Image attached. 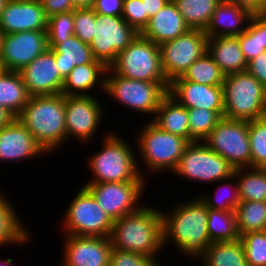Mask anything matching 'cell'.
Segmentation results:
<instances>
[{"label":"cell","mask_w":266,"mask_h":266,"mask_svg":"<svg viewBox=\"0 0 266 266\" xmlns=\"http://www.w3.org/2000/svg\"><path fill=\"white\" fill-rule=\"evenodd\" d=\"M161 211L164 247L173 243L186 259L197 262L212 243L207 230V206L198 196Z\"/></svg>","instance_id":"obj_1"},{"label":"cell","mask_w":266,"mask_h":266,"mask_svg":"<svg viewBox=\"0 0 266 266\" xmlns=\"http://www.w3.org/2000/svg\"><path fill=\"white\" fill-rule=\"evenodd\" d=\"M110 240L113 249L158 258L164 249L161 209L143 205L115 220Z\"/></svg>","instance_id":"obj_2"},{"label":"cell","mask_w":266,"mask_h":266,"mask_svg":"<svg viewBox=\"0 0 266 266\" xmlns=\"http://www.w3.org/2000/svg\"><path fill=\"white\" fill-rule=\"evenodd\" d=\"M17 119L49 155L67 141L65 96L61 93L30 97Z\"/></svg>","instance_id":"obj_3"},{"label":"cell","mask_w":266,"mask_h":266,"mask_svg":"<svg viewBox=\"0 0 266 266\" xmlns=\"http://www.w3.org/2000/svg\"><path fill=\"white\" fill-rule=\"evenodd\" d=\"M119 134L106 132L101 150L94 151L87 158V166L93 175L87 183L137 181L141 177L134 147Z\"/></svg>","instance_id":"obj_4"},{"label":"cell","mask_w":266,"mask_h":266,"mask_svg":"<svg viewBox=\"0 0 266 266\" xmlns=\"http://www.w3.org/2000/svg\"><path fill=\"white\" fill-rule=\"evenodd\" d=\"M143 126V127H142ZM135 136V145L138 149L137 163L141 176H144L140 162L153 174L172 173L183 155L184 149L189 143L181 136L174 135L159 129L150 120L142 125ZM144 161V162H142ZM144 163V164H143ZM140 166V167H139ZM164 171V172H163ZM143 173V174H142Z\"/></svg>","instance_id":"obj_5"},{"label":"cell","mask_w":266,"mask_h":266,"mask_svg":"<svg viewBox=\"0 0 266 266\" xmlns=\"http://www.w3.org/2000/svg\"><path fill=\"white\" fill-rule=\"evenodd\" d=\"M224 117L255 120L266 116V87L247 71L225 75Z\"/></svg>","instance_id":"obj_6"},{"label":"cell","mask_w":266,"mask_h":266,"mask_svg":"<svg viewBox=\"0 0 266 266\" xmlns=\"http://www.w3.org/2000/svg\"><path fill=\"white\" fill-rule=\"evenodd\" d=\"M170 82H149L128 79L115 74L109 67L105 76L104 95L115 99L139 114H149L153 119L160 102L168 94Z\"/></svg>","instance_id":"obj_7"},{"label":"cell","mask_w":266,"mask_h":266,"mask_svg":"<svg viewBox=\"0 0 266 266\" xmlns=\"http://www.w3.org/2000/svg\"><path fill=\"white\" fill-rule=\"evenodd\" d=\"M109 68L115 74L128 79L169 82L162 69L159 45L141 34L118 53Z\"/></svg>","instance_id":"obj_8"},{"label":"cell","mask_w":266,"mask_h":266,"mask_svg":"<svg viewBox=\"0 0 266 266\" xmlns=\"http://www.w3.org/2000/svg\"><path fill=\"white\" fill-rule=\"evenodd\" d=\"M63 235L110 237L114 221L83 186L62 217Z\"/></svg>","instance_id":"obj_9"},{"label":"cell","mask_w":266,"mask_h":266,"mask_svg":"<svg viewBox=\"0 0 266 266\" xmlns=\"http://www.w3.org/2000/svg\"><path fill=\"white\" fill-rule=\"evenodd\" d=\"M234 170L226 159L211 150L204 142L194 141L187 144L172 174L178 177L180 175L188 181L213 185L230 178Z\"/></svg>","instance_id":"obj_10"},{"label":"cell","mask_w":266,"mask_h":266,"mask_svg":"<svg viewBox=\"0 0 266 266\" xmlns=\"http://www.w3.org/2000/svg\"><path fill=\"white\" fill-rule=\"evenodd\" d=\"M203 142L234 169L251 167L248 121L222 117Z\"/></svg>","instance_id":"obj_11"},{"label":"cell","mask_w":266,"mask_h":266,"mask_svg":"<svg viewBox=\"0 0 266 266\" xmlns=\"http://www.w3.org/2000/svg\"><path fill=\"white\" fill-rule=\"evenodd\" d=\"M144 177L146 178V175L137 181L86 183L83 186L92 194L103 211L115 221L138 211L144 205L139 202L147 184Z\"/></svg>","instance_id":"obj_12"},{"label":"cell","mask_w":266,"mask_h":266,"mask_svg":"<svg viewBox=\"0 0 266 266\" xmlns=\"http://www.w3.org/2000/svg\"><path fill=\"white\" fill-rule=\"evenodd\" d=\"M140 33L121 16L96 14L93 40L89 47L96 60L109 67Z\"/></svg>","instance_id":"obj_13"},{"label":"cell","mask_w":266,"mask_h":266,"mask_svg":"<svg viewBox=\"0 0 266 266\" xmlns=\"http://www.w3.org/2000/svg\"><path fill=\"white\" fill-rule=\"evenodd\" d=\"M207 40L203 30L190 29L159 45L162 69L169 82L182 76L207 51Z\"/></svg>","instance_id":"obj_14"},{"label":"cell","mask_w":266,"mask_h":266,"mask_svg":"<svg viewBox=\"0 0 266 266\" xmlns=\"http://www.w3.org/2000/svg\"><path fill=\"white\" fill-rule=\"evenodd\" d=\"M98 96H65V125L67 140L74 137L79 143L92 141L100 129L105 108ZM95 134V135H94Z\"/></svg>","instance_id":"obj_15"},{"label":"cell","mask_w":266,"mask_h":266,"mask_svg":"<svg viewBox=\"0 0 266 266\" xmlns=\"http://www.w3.org/2000/svg\"><path fill=\"white\" fill-rule=\"evenodd\" d=\"M64 266H109L110 237L63 235Z\"/></svg>","instance_id":"obj_16"},{"label":"cell","mask_w":266,"mask_h":266,"mask_svg":"<svg viewBox=\"0 0 266 266\" xmlns=\"http://www.w3.org/2000/svg\"><path fill=\"white\" fill-rule=\"evenodd\" d=\"M47 49V31H22L4 35L1 55L6 70L19 72Z\"/></svg>","instance_id":"obj_17"},{"label":"cell","mask_w":266,"mask_h":266,"mask_svg":"<svg viewBox=\"0 0 266 266\" xmlns=\"http://www.w3.org/2000/svg\"><path fill=\"white\" fill-rule=\"evenodd\" d=\"M19 72L30 97L61 93L64 79L60 76L52 49L48 48Z\"/></svg>","instance_id":"obj_18"},{"label":"cell","mask_w":266,"mask_h":266,"mask_svg":"<svg viewBox=\"0 0 266 266\" xmlns=\"http://www.w3.org/2000/svg\"><path fill=\"white\" fill-rule=\"evenodd\" d=\"M168 94L187 109L215 111L224 117L222 85H203L184 80L181 76L173 79Z\"/></svg>","instance_id":"obj_19"},{"label":"cell","mask_w":266,"mask_h":266,"mask_svg":"<svg viewBox=\"0 0 266 266\" xmlns=\"http://www.w3.org/2000/svg\"><path fill=\"white\" fill-rule=\"evenodd\" d=\"M47 22L40 0H8L0 15V28L5 34L47 31Z\"/></svg>","instance_id":"obj_20"},{"label":"cell","mask_w":266,"mask_h":266,"mask_svg":"<svg viewBox=\"0 0 266 266\" xmlns=\"http://www.w3.org/2000/svg\"><path fill=\"white\" fill-rule=\"evenodd\" d=\"M48 155L17 119L0 129V161L4 163L36 159ZM36 157V158H35Z\"/></svg>","instance_id":"obj_21"},{"label":"cell","mask_w":266,"mask_h":266,"mask_svg":"<svg viewBox=\"0 0 266 266\" xmlns=\"http://www.w3.org/2000/svg\"><path fill=\"white\" fill-rule=\"evenodd\" d=\"M190 30L183 16L172 0L167 2L155 15L150 17L148 25L140 33L144 38L160 45L176 39Z\"/></svg>","instance_id":"obj_22"},{"label":"cell","mask_w":266,"mask_h":266,"mask_svg":"<svg viewBox=\"0 0 266 266\" xmlns=\"http://www.w3.org/2000/svg\"><path fill=\"white\" fill-rule=\"evenodd\" d=\"M251 17L247 10L221 0L204 32L208 38L238 36L246 30Z\"/></svg>","instance_id":"obj_23"},{"label":"cell","mask_w":266,"mask_h":266,"mask_svg":"<svg viewBox=\"0 0 266 266\" xmlns=\"http://www.w3.org/2000/svg\"><path fill=\"white\" fill-rule=\"evenodd\" d=\"M107 69L108 67L104 63H87L75 66L64 79L61 94L64 96H90L93 95L91 91L98 88L99 93L101 90L104 95Z\"/></svg>","instance_id":"obj_24"},{"label":"cell","mask_w":266,"mask_h":266,"mask_svg":"<svg viewBox=\"0 0 266 266\" xmlns=\"http://www.w3.org/2000/svg\"><path fill=\"white\" fill-rule=\"evenodd\" d=\"M207 51L225 75L247 70L237 36L208 38Z\"/></svg>","instance_id":"obj_25"},{"label":"cell","mask_w":266,"mask_h":266,"mask_svg":"<svg viewBox=\"0 0 266 266\" xmlns=\"http://www.w3.org/2000/svg\"><path fill=\"white\" fill-rule=\"evenodd\" d=\"M151 122L159 129L181 136L190 142L188 109L169 94L160 102Z\"/></svg>","instance_id":"obj_26"},{"label":"cell","mask_w":266,"mask_h":266,"mask_svg":"<svg viewBox=\"0 0 266 266\" xmlns=\"http://www.w3.org/2000/svg\"><path fill=\"white\" fill-rule=\"evenodd\" d=\"M0 190V247L9 245H26L32 238V233L19 218L11 199ZM10 199V201H9ZM1 249V248H0Z\"/></svg>","instance_id":"obj_27"},{"label":"cell","mask_w":266,"mask_h":266,"mask_svg":"<svg viewBox=\"0 0 266 266\" xmlns=\"http://www.w3.org/2000/svg\"><path fill=\"white\" fill-rule=\"evenodd\" d=\"M52 50L60 76L65 79L75 66L87 63H102L93 56L89 44L72 35L64 42L57 43Z\"/></svg>","instance_id":"obj_28"},{"label":"cell","mask_w":266,"mask_h":266,"mask_svg":"<svg viewBox=\"0 0 266 266\" xmlns=\"http://www.w3.org/2000/svg\"><path fill=\"white\" fill-rule=\"evenodd\" d=\"M30 95L20 72L6 70L0 74V106L17 118Z\"/></svg>","instance_id":"obj_29"},{"label":"cell","mask_w":266,"mask_h":266,"mask_svg":"<svg viewBox=\"0 0 266 266\" xmlns=\"http://www.w3.org/2000/svg\"><path fill=\"white\" fill-rule=\"evenodd\" d=\"M198 261L201 266H250L240 239L211 243Z\"/></svg>","instance_id":"obj_30"},{"label":"cell","mask_w":266,"mask_h":266,"mask_svg":"<svg viewBox=\"0 0 266 266\" xmlns=\"http://www.w3.org/2000/svg\"><path fill=\"white\" fill-rule=\"evenodd\" d=\"M240 201H266V168H240L234 174Z\"/></svg>","instance_id":"obj_31"},{"label":"cell","mask_w":266,"mask_h":266,"mask_svg":"<svg viewBox=\"0 0 266 266\" xmlns=\"http://www.w3.org/2000/svg\"><path fill=\"white\" fill-rule=\"evenodd\" d=\"M238 37L247 63L266 51V14L253 15L246 30Z\"/></svg>","instance_id":"obj_32"},{"label":"cell","mask_w":266,"mask_h":266,"mask_svg":"<svg viewBox=\"0 0 266 266\" xmlns=\"http://www.w3.org/2000/svg\"><path fill=\"white\" fill-rule=\"evenodd\" d=\"M190 29L205 31L221 0H172Z\"/></svg>","instance_id":"obj_33"},{"label":"cell","mask_w":266,"mask_h":266,"mask_svg":"<svg viewBox=\"0 0 266 266\" xmlns=\"http://www.w3.org/2000/svg\"><path fill=\"white\" fill-rule=\"evenodd\" d=\"M207 219V230L212 243L239 239L235 211L207 208Z\"/></svg>","instance_id":"obj_34"},{"label":"cell","mask_w":266,"mask_h":266,"mask_svg":"<svg viewBox=\"0 0 266 266\" xmlns=\"http://www.w3.org/2000/svg\"><path fill=\"white\" fill-rule=\"evenodd\" d=\"M235 213L239 236L251 231H266V201H240Z\"/></svg>","instance_id":"obj_35"},{"label":"cell","mask_w":266,"mask_h":266,"mask_svg":"<svg viewBox=\"0 0 266 266\" xmlns=\"http://www.w3.org/2000/svg\"><path fill=\"white\" fill-rule=\"evenodd\" d=\"M184 80L197 84L215 86L223 85L225 74L206 51L181 76Z\"/></svg>","instance_id":"obj_36"},{"label":"cell","mask_w":266,"mask_h":266,"mask_svg":"<svg viewBox=\"0 0 266 266\" xmlns=\"http://www.w3.org/2000/svg\"><path fill=\"white\" fill-rule=\"evenodd\" d=\"M217 184L219 185L215 189V196H212V194L209 196L208 194H201L199 197L205 202L207 208L218 211H235L240 203L236 177L232 175L228 179L218 181ZM226 190L228 191L227 193Z\"/></svg>","instance_id":"obj_37"},{"label":"cell","mask_w":266,"mask_h":266,"mask_svg":"<svg viewBox=\"0 0 266 266\" xmlns=\"http://www.w3.org/2000/svg\"><path fill=\"white\" fill-rule=\"evenodd\" d=\"M251 167L266 168V116L248 121Z\"/></svg>","instance_id":"obj_38"},{"label":"cell","mask_w":266,"mask_h":266,"mask_svg":"<svg viewBox=\"0 0 266 266\" xmlns=\"http://www.w3.org/2000/svg\"><path fill=\"white\" fill-rule=\"evenodd\" d=\"M190 142H203L221 117L215 111L188 109Z\"/></svg>","instance_id":"obj_39"},{"label":"cell","mask_w":266,"mask_h":266,"mask_svg":"<svg viewBox=\"0 0 266 266\" xmlns=\"http://www.w3.org/2000/svg\"><path fill=\"white\" fill-rule=\"evenodd\" d=\"M74 10L55 14L48 18L47 39L48 48L52 49L57 43L64 42L74 35Z\"/></svg>","instance_id":"obj_40"},{"label":"cell","mask_w":266,"mask_h":266,"mask_svg":"<svg viewBox=\"0 0 266 266\" xmlns=\"http://www.w3.org/2000/svg\"><path fill=\"white\" fill-rule=\"evenodd\" d=\"M245 257L250 266H266V231H251L242 234Z\"/></svg>","instance_id":"obj_41"},{"label":"cell","mask_w":266,"mask_h":266,"mask_svg":"<svg viewBox=\"0 0 266 266\" xmlns=\"http://www.w3.org/2000/svg\"><path fill=\"white\" fill-rule=\"evenodd\" d=\"M74 35L82 42L93 40L96 13L92 8L74 9Z\"/></svg>","instance_id":"obj_42"},{"label":"cell","mask_w":266,"mask_h":266,"mask_svg":"<svg viewBox=\"0 0 266 266\" xmlns=\"http://www.w3.org/2000/svg\"><path fill=\"white\" fill-rule=\"evenodd\" d=\"M109 266H163L157 258L133 253L129 251L111 250Z\"/></svg>","instance_id":"obj_43"},{"label":"cell","mask_w":266,"mask_h":266,"mask_svg":"<svg viewBox=\"0 0 266 266\" xmlns=\"http://www.w3.org/2000/svg\"><path fill=\"white\" fill-rule=\"evenodd\" d=\"M121 17L139 33L147 26V13L142 0H123Z\"/></svg>","instance_id":"obj_44"},{"label":"cell","mask_w":266,"mask_h":266,"mask_svg":"<svg viewBox=\"0 0 266 266\" xmlns=\"http://www.w3.org/2000/svg\"><path fill=\"white\" fill-rule=\"evenodd\" d=\"M92 9L100 16H122L123 0H96Z\"/></svg>","instance_id":"obj_45"},{"label":"cell","mask_w":266,"mask_h":266,"mask_svg":"<svg viewBox=\"0 0 266 266\" xmlns=\"http://www.w3.org/2000/svg\"><path fill=\"white\" fill-rule=\"evenodd\" d=\"M246 71L266 87V51L250 60Z\"/></svg>","instance_id":"obj_46"},{"label":"cell","mask_w":266,"mask_h":266,"mask_svg":"<svg viewBox=\"0 0 266 266\" xmlns=\"http://www.w3.org/2000/svg\"><path fill=\"white\" fill-rule=\"evenodd\" d=\"M47 18L63 12L73 11V0H40Z\"/></svg>","instance_id":"obj_47"},{"label":"cell","mask_w":266,"mask_h":266,"mask_svg":"<svg viewBox=\"0 0 266 266\" xmlns=\"http://www.w3.org/2000/svg\"><path fill=\"white\" fill-rule=\"evenodd\" d=\"M231 4H234L244 10H247L252 16L253 15H264L266 9L263 7L261 0H224Z\"/></svg>","instance_id":"obj_48"},{"label":"cell","mask_w":266,"mask_h":266,"mask_svg":"<svg viewBox=\"0 0 266 266\" xmlns=\"http://www.w3.org/2000/svg\"><path fill=\"white\" fill-rule=\"evenodd\" d=\"M170 0H142L144 2L145 13H147V25L150 17L155 15Z\"/></svg>","instance_id":"obj_49"},{"label":"cell","mask_w":266,"mask_h":266,"mask_svg":"<svg viewBox=\"0 0 266 266\" xmlns=\"http://www.w3.org/2000/svg\"><path fill=\"white\" fill-rule=\"evenodd\" d=\"M14 118L5 108L0 106V129L9 124Z\"/></svg>","instance_id":"obj_50"},{"label":"cell","mask_w":266,"mask_h":266,"mask_svg":"<svg viewBox=\"0 0 266 266\" xmlns=\"http://www.w3.org/2000/svg\"><path fill=\"white\" fill-rule=\"evenodd\" d=\"M96 0H73L74 8H92Z\"/></svg>","instance_id":"obj_51"},{"label":"cell","mask_w":266,"mask_h":266,"mask_svg":"<svg viewBox=\"0 0 266 266\" xmlns=\"http://www.w3.org/2000/svg\"><path fill=\"white\" fill-rule=\"evenodd\" d=\"M0 266H17V264L16 265L14 264V258L2 259V257H1L0 258Z\"/></svg>","instance_id":"obj_52"},{"label":"cell","mask_w":266,"mask_h":266,"mask_svg":"<svg viewBox=\"0 0 266 266\" xmlns=\"http://www.w3.org/2000/svg\"><path fill=\"white\" fill-rule=\"evenodd\" d=\"M6 71L5 65L3 63V58L2 55L0 53V74L4 73Z\"/></svg>","instance_id":"obj_53"},{"label":"cell","mask_w":266,"mask_h":266,"mask_svg":"<svg viewBox=\"0 0 266 266\" xmlns=\"http://www.w3.org/2000/svg\"><path fill=\"white\" fill-rule=\"evenodd\" d=\"M4 35H5V33H4L3 30L0 28V53H1V51H2V44H3Z\"/></svg>","instance_id":"obj_54"},{"label":"cell","mask_w":266,"mask_h":266,"mask_svg":"<svg viewBox=\"0 0 266 266\" xmlns=\"http://www.w3.org/2000/svg\"><path fill=\"white\" fill-rule=\"evenodd\" d=\"M8 0H0V15Z\"/></svg>","instance_id":"obj_55"},{"label":"cell","mask_w":266,"mask_h":266,"mask_svg":"<svg viewBox=\"0 0 266 266\" xmlns=\"http://www.w3.org/2000/svg\"><path fill=\"white\" fill-rule=\"evenodd\" d=\"M262 1V4H263V7L266 9V0H261Z\"/></svg>","instance_id":"obj_56"}]
</instances>
